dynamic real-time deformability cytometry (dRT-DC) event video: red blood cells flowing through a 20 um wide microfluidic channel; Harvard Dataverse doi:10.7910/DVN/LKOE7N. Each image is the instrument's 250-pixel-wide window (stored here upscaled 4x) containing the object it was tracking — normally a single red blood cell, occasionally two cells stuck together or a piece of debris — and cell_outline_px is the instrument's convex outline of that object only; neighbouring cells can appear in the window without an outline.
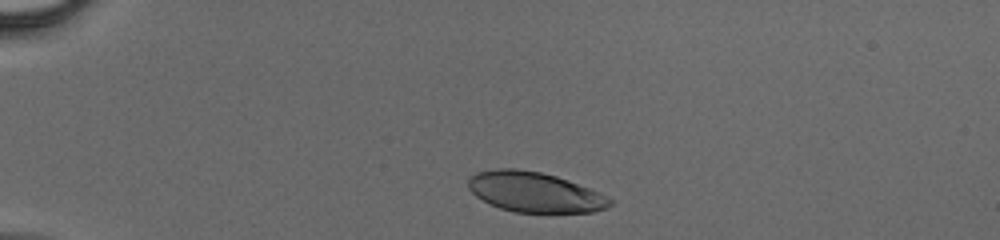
{"species": "human", "species_latin": "Homo sapiens", "temperature_condition": "cold", "stored_images_in_passage": 31, "camera_frame_rate_fps": 3000, "um_per_image_px": 0.085, "donor": {"sex": "male"}, "frame": {"image": 1, "passage_image": 1, "time_ms": 0.0, "image_size_px": [1000, 240], "cell_outline_px": [[612, 204], [608, 208], [592, 212], [512, 212], [500, 208], [476, 196], [468, 188], [468, 176], [476, 172], [496, 168], [516, 168], [540, 172], [556, 176], [568, 180], [588, 188], [612, 200]], "centroid_in_image_um": [45.4, 16.32], "position_along_channel_um": 39.6, "area_um2": 32.95}}
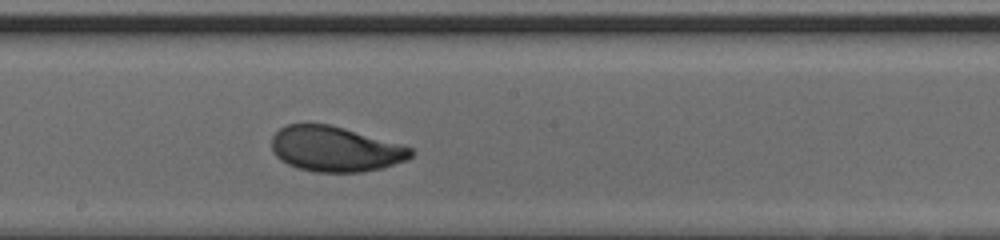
{"frame": {"image": 2, "passage_image": 17, "time_ms": 5.333, "image_size_px": [1000, 240], "cell_outline_px": [[416, 152], [408, 160], [380, 168], [360, 172], [316, 172], [296, 168], [280, 160], [272, 152], [272, 136], [280, 128], [288, 124], [328, 124], [344, 128], [400, 144], [412, 148]], "centroid_in_image_um": [28.48, 12.67], "position_along_channel_um": 219.7, "area_um2": 36.65}}
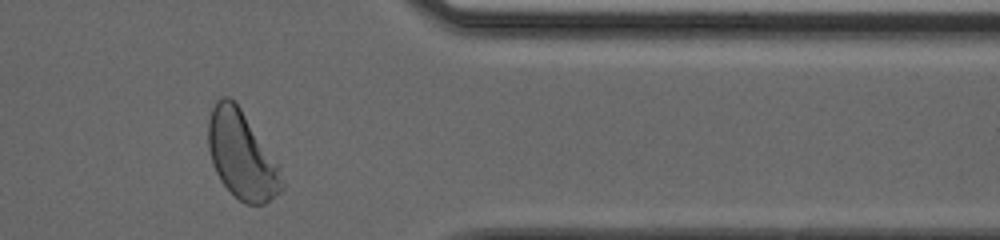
{"frame": {"image": 3, "passage_image": 29, "time_ms": 9.333, "image_size_px": [1000, 240], "cell_outline_px": [[284, 188], [280, 192], [264, 204], [244, 204], [220, 180], [212, 164], [208, 148], [208, 120], [212, 108], [216, 100], [224, 96], [228, 96], [240, 108], [280, 164]], "centroid_in_image_um": [20.56, 13.19], "position_along_channel_um": 390.8, "area_um2": 37.63}}